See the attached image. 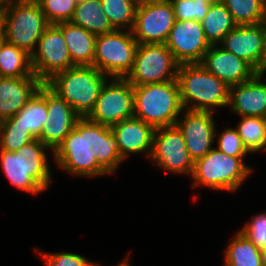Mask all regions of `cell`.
Returning <instances> with one entry per match:
<instances>
[{
	"label": "cell",
	"mask_w": 266,
	"mask_h": 266,
	"mask_svg": "<svg viewBox=\"0 0 266 266\" xmlns=\"http://www.w3.org/2000/svg\"><path fill=\"white\" fill-rule=\"evenodd\" d=\"M46 147L39 139H34L18 151L0 150L1 168L9 182L21 191L38 194L51 185L50 166Z\"/></svg>",
	"instance_id": "6da1fadb"
},
{
	"label": "cell",
	"mask_w": 266,
	"mask_h": 266,
	"mask_svg": "<svg viewBox=\"0 0 266 266\" xmlns=\"http://www.w3.org/2000/svg\"><path fill=\"white\" fill-rule=\"evenodd\" d=\"M176 79L186 110L215 113L216 108L229 104V87L201 63L179 65Z\"/></svg>",
	"instance_id": "7a4b0ae2"
},
{
	"label": "cell",
	"mask_w": 266,
	"mask_h": 266,
	"mask_svg": "<svg viewBox=\"0 0 266 266\" xmlns=\"http://www.w3.org/2000/svg\"><path fill=\"white\" fill-rule=\"evenodd\" d=\"M97 142V123L80 118L63 142L52 153L59 168L81 177H98L108 174L97 162L92 147Z\"/></svg>",
	"instance_id": "3957f363"
},
{
	"label": "cell",
	"mask_w": 266,
	"mask_h": 266,
	"mask_svg": "<svg viewBox=\"0 0 266 266\" xmlns=\"http://www.w3.org/2000/svg\"><path fill=\"white\" fill-rule=\"evenodd\" d=\"M108 79L110 78L94 66L78 65L54 74L45 84L81 118H86Z\"/></svg>",
	"instance_id": "277c9868"
},
{
	"label": "cell",
	"mask_w": 266,
	"mask_h": 266,
	"mask_svg": "<svg viewBox=\"0 0 266 266\" xmlns=\"http://www.w3.org/2000/svg\"><path fill=\"white\" fill-rule=\"evenodd\" d=\"M134 117L154 129L174 126L184 108L177 80L133 86Z\"/></svg>",
	"instance_id": "5b68a950"
},
{
	"label": "cell",
	"mask_w": 266,
	"mask_h": 266,
	"mask_svg": "<svg viewBox=\"0 0 266 266\" xmlns=\"http://www.w3.org/2000/svg\"><path fill=\"white\" fill-rule=\"evenodd\" d=\"M245 157H232L213 147L203 158L194 162L192 187L236 192L251 174Z\"/></svg>",
	"instance_id": "8992f818"
},
{
	"label": "cell",
	"mask_w": 266,
	"mask_h": 266,
	"mask_svg": "<svg viewBox=\"0 0 266 266\" xmlns=\"http://www.w3.org/2000/svg\"><path fill=\"white\" fill-rule=\"evenodd\" d=\"M49 25L35 0H14L4 9V40L30 55Z\"/></svg>",
	"instance_id": "52a82bcc"
},
{
	"label": "cell",
	"mask_w": 266,
	"mask_h": 266,
	"mask_svg": "<svg viewBox=\"0 0 266 266\" xmlns=\"http://www.w3.org/2000/svg\"><path fill=\"white\" fill-rule=\"evenodd\" d=\"M137 46L131 31L98 35L93 66L109 78H126L132 70Z\"/></svg>",
	"instance_id": "ba28073f"
},
{
	"label": "cell",
	"mask_w": 266,
	"mask_h": 266,
	"mask_svg": "<svg viewBox=\"0 0 266 266\" xmlns=\"http://www.w3.org/2000/svg\"><path fill=\"white\" fill-rule=\"evenodd\" d=\"M178 67L166 44H138L132 70L126 79L133 86L177 80Z\"/></svg>",
	"instance_id": "9c48e42d"
},
{
	"label": "cell",
	"mask_w": 266,
	"mask_h": 266,
	"mask_svg": "<svg viewBox=\"0 0 266 266\" xmlns=\"http://www.w3.org/2000/svg\"><path fill=\"white\" fill-rule=\"evenodd\" d=\"M174 22L170 0H140L131 32L138 44H165Z\"/></svg>",
	"instance_id": "30bf717a"
},
{
	"label": "cell",
	"mask_w": 266,
	"mask_h": 266,
	"mask_svg": "<svg viewBox=\"0 0 266 266\" xmlns=\"http://www.w3.org/2000/svg\"><path fill=\"white\" fill-rule=\"evenodd\" d=\"M110 79L105 82L93 110L86 117L108 127L134 117L133 85L126 78Z\"/></svg>",
	"instance_id": "8fae6325"
},
{
	"label": "cell",
	"mask_w": 266,
	"mask_h": 266,
	"mask_svg": "<svg viewBox=\"0 0 266 266\" xmlns=\"http://www.w3.org/2000/svg\"><path fill=\"white\" fill-rule=\"evenodd\" d=\"M33 73L45 83L54 74L75 66L65 43L62 30L56 24H50L38 40L31 54Z\"/></svg>",
	"instance_id": "7c38bea8"
},
{
	"label": "cell",
	"mask_w": 266,
	"mask_h": 266,
	"mask_svg": "<svg viewBox=\"0 0 266 266\" xmlns=\"http://www.w3.org/2000/svg\"><path fill=\"white\" fill-rule=\"evenodd\" d=\"M151 161L162 170L192 175L194 161L190 158L184 137L174 126L157 128L153 134Z\"/></svg>",
	"instance_id": "4fadbf2b"
},
{
	"label": "cell",
	"mask_w": 266,
	"mask_h": 266,
	"mask_svg": "<svg viewBox=\"0 0 266 266\" xmlns=\"http://www.w3.org/2000/svg\"><path fill=\"white\" fill-rule=\"evenodd\" d=\"M165 44L179 65L201 63L211 46L197 20H175Z\"/></svg>",
	"instance_id": "5bb4252c"
},
{
	"label": "cell",
	"mask_w": 266,
	"mask_h": 266,
	"mask_svg": "<svg viewBox=\"0 0 266 266\" xmlns=\"http://www.w3.org/2000/svg\"><path fill=\"white\" fill-rule=\"evenodd\" d=\"M176 126L182 132L190 158L195 162L203 158L213 147L217 126L212 112L183 110ZM217 135V136H216Z\"/></svg>",
	"instance_id": "9a60e30c"
},
{
	"label": "cell",
	"mask_w": 266,
	"mask_h": 266,
	"mask_svg": "<svg viewBox=\"0 0 266 266\" xmlns=\"http://www.w3.org/2000/svg\"><path fill=\"white\" fill-rule=\"evenodd\" d=\"M220 44L224 50L248 62L258 73H266V50L258 24L237 25Z\"/></svg>",
	"instance_id": "2e32d148"
},
{
	"label": "cell",
	"mask_w": 266,
	"mask_h": 266,
	"mask_svg": "<svg viewBox=\"0 0 266 266\" xmlns=\"http://www.w3.org/2000/svg\"><path fill=\"white\" fill-rule=\"evenodd\" d=\"M47 119L39 139L53 153L81 118L72 107L46 85Z\"/></svg>",
	"instance_id": "e0dca14e"
},
{
	"label": "cell",
	"mask_w": 266,
	"mask_h": 266,
	"mask_svg": "<svg viewBox=\"0 0 266 266\" xmlns=\"http://www.w3.org/2000/svg\"><path fill=\"white\" fill-rule=\"evenodd\" d=\"M201 65L228 87L253 79L258 72L246 61L218 45H211Z\"/></svg>",
	"instance_id": "ac0fdd59"
},
{
	"label": "cell",
	"mask_w": 266,
	"mask_h": 266,
	"mask_svg": "<svg viewBox=\"0 0 266 266\" xmlns=\"http://www.w3.org/2000/svg\"><path fill=\"white\" fill-rule=\"evenodd\" d=\"M265 73H258L253 79L229 87L231 112L244 116L266 118V79Z\"/></svg>",
	"instance_id": "d6986e66"
},
{
	"label": "cell",
	"mask_w": 266,
	"mask_h": 266,
	"mask_svg": "<svg viewBox=\"0 0 266 266\" xmlns=\"http://www.w3.org/2000/svg\"><path fill=\"white\" fill-rule=\"evenodd\" d=\"M116 137L123 161L130 154L145 153L150 158L155 129L136 117L123 120L110 127Z\"/></svg>",
	"instance_id": "ffe728a7"
},
{
	"label": "cell",
	"mask_w": 266,
	"mask_h": 266,
	"mask_svg": "<svg viewBox=\"0 0 266 266\" xmlns=\"http://www.w3.org/2000/svg\"><path fill=\"white\" fill-rule=\"evenodd\" d=\"M42 84L35 74L28 77L0 76V119L16 115Z\"/></svg>",
	"instance_id": "44dd1931"
},
{
	"label": "cell",
	"mask_w": 266,
	"mask_h": 266,
	"mask_svg": "<svg viewBox=\"0 0 266 266\" xmlns=\"http://www.w3.org/2000/svg\"><path fill=\"white\" fill-rule=\"evenodd\" d=\"M56 25L62 30L72 63L75 66H93L96 35L70 21Z\"/></svg>",
	"instance_id": "7402d4cb"
},
{
	"label": "cell",
	"mask_w": 266,
	"mask_h": 266,
	"mask_svg": "<svg viewBox=\"0 0 266 266\" xmlns=\"http://www.w3.org/2000/svg\"><path fill=\"white\" fill-rule=\"evenodd\" d=\"M46 84L43 83L16 115L8 119L15 125H20L38 138L47 119Z\"/></svg>",
	"instance_id": "603a6c76"
},
{
	"label": "cell",
	"mask_w": 266,
	"mask_h": 266,
	"mask_svg": "<svg viewBox=\"0 0 266 266\" xmlns=\"http://www.w3.org/2000/svg\"><path fill=\"white\" fill-rule=\"evenodd\" d=\"M70 22L96 36L115 30L109 19L104 15L100 0H84L78 2Z\"/></svg>",
	"instance_id": "cb8c5ba5"
},
{
	"label": "cell",
	"mask_w": 266,
	"mask_h": 266,
	"mask_svg": "<svg viewBox=\"0 0 266 266\" xmlns=\"http://www.w3.org/2000/svg\"><path fill=\"white\" fill-rule=\"evenodd\" d=\"M96 153L98 164L109 174H114L124 161L111 128L97 123V142L91 148Z\"/></svg>",
	"instance_id": "d4e9b609"
},
{
	"label": "cell",
	"mask_w": 266,
	"mask_h": 266,
	"mask_svg": "<svg viewBox=\"0 0 266 266\" xmlns=\"http://www.w3.org/2000/svg\"><path fill=\"white\" fill-rule=\"evenodd\" d=\"M201 25L210 45H219L223 37L237 26L223 3L210 5Z\"/></svg>",
	"instance_id": "484cf974"
},
{
	"label": "cell",
	"mask_w": 266,
	"mask_h": 266,
	"mask_svg": "<svg viewBox=\"0 0 266 266\" xmlns=\"http://www.w3.org/2000/svg\"><path fill=\"white\" fill-rule=\"evenodd\" d=\"M33 74L31 55L4 41L0 47V76L28 77Z\"/></svg>",
	"instance_id": "4316f807"
},
{
	"label": "cell",
	"mask_w": 266,
	"mask_h": 266,
	"mask_svg": "<svg viewBox=\"0 0 266 266\" xmlns=\"http://www.w3.org/2000/svg\"><path fill=\"white\" fill-rule=\"evenodd\" d=\"M224 257L227 266H263L260 249L240 231L229 242Z\"/></svg>",
	"instance_id": "83f0119b"
},
{
	"label": "cell",
	"mask_w": 266,
	"mask_h": 266,
	"mask_svg": "<svg viewBox=\"0 0 266 266\" xmlns=\"http://www.w3.org/2000/svg\"><path fill=\"white\" fill-rule=\"evenodd\" d=\"M235 128L249 153L266 150V118L244 116Z\"/></svg>",
	"instance_id": "f1b7e54d"
},
{
	"label": "cell",
	"mask_w": 266,
	"mask_h": 266,
	"mask_svg": "<svg viewBox=\"0 0 266 266\" xmlns=\"http://www.w3.org/2000/svg\"><path fill=\"white\" fill-rule=\"evenodd\" d=\"M104 15L115 30L131 31L140 0H100Z\"/></svg>",
	"instance_id": "f546056e"
},
{
	"label": "cell",
	"mask_w": 266,
	"mask_h": 266,
	"mask_svg": "<svg viewBox=\"0 0 266 266\" xmlns=\"http://www.w3.org/2000/svg\"><path fill=\"white\" fill-rule=\"evenodd\" d=\"M237 25H256L266 7V0H224Z\"/></svg>",
	"instance_id": "4dcf8cb0"
},
{
	"label": "cell",
	"mask_w": 266,
	"mask_h": 266,
	"mask_svg": "<svg viewBox=\"0 0 266 266\" xmlns=\"http://www.w3.org/2000/svg\"><path fill=\"white\" fill-rule=\"evenodd\" d=\"M36 139L28 129L13 124L8 118L0 126V150L18 151L22 146Z\"/></svg>",
	"instance_id": "1f68e13d"
},
{
	"label": "cell",
	"mask_w": 266,
	"mask_h": 266,
	"mask_svg": "<svg viewBox=\"0 0 266 266\" xmlns=\"http://www.w3.org/2000/svg\"><path fill=\"white\" fill-rule=\"evenodd\" d=\"M49 24L71 20L76 8V0H35Z\"/></svg>",
	"instance_id": "d6a6232c"
},
{
	"label": "cell",
	"mask_w": 266,
	"mask_h": 266,
	"mask_svg": "<svg viewBox=\"0 0 266 266\" xmlns=\"http://www.w3.org/2000/svg\"><path fill=\"white\" fill-rule=\"evenodd\" d=\"M175 20H197L201 22L209 11L210 4L204 0H170Z\"/></svg>",
	"instance_id": "836d02e7"
},
{
	"label": "cell",
	"mask_w": 266,
	"mask_h": 266,
	"mask_svg": "<svg viewBox=\"0 0 266 266\" xmlns=\"http://www.w3.org/2000/svg\"><path fill=\"white\" fill-rule=\"evenodd\" d=\"M217 149L232 157H245L249 152L244 147L236 128H226L218 137Z\"/></svg>",
	"instance_id": "e575fe53"
},
{
	"label": "cell",
	"mask_w": 266,
	"mask_h": 266,
	"mask_svg": "<svg viewBox=\"0 0 266 266\" xmlns=\"http://www.w3.org/2000/svg\"><path fill=\"white\" fill-rule=\"evenodd\" d=\"M254 246L262 249L266 246V212L252 216L251 220L239 230Z\"/></svg>",
	"instance_id": "d590c367"
},
{
	"label": "cell",
	"mask_w": 266,
	"mask_h": 266,
	"mask_svg": "<svg viewBox=\"0 0 266 266\" xmlns=\"http://www.w3.org/2000/svg\"><path fill=\"white\" fill-rule=\"evenodd\" d=\"M35 250L43 258L46 266H91L93 263V261L76 253H42L38 248Z\"/></svg>",
	"instance_id": "8d00e7d4"
},
{
	"label": "cell",
	"mask_w": 266,
	"mask_h": 266,
	"mask_svg": "<svg viewBox=\"0 0 266 266\" xmlns=\"http://www.w3.org/2000/svg\"><path fill=\"white\" fill-rule=\"evenodd\" d=\"M259 27L262 30V34H263V42H264V47L266 50V7L263 11V15L258 23Z\"/></svg>",
	"instance_id": "74e56055"
},
{
	"label": "cell",
	"mask_w": 266,
	"mask_h": 266,
	"mask_svg": "<svg viewBox=\"0 0 266 266\" xmlns=\"http://www.w3.org/2000/svg\"><path fill=\"white\" fill-rule=\"evenodd\" d=\"M0 39H4V9L0 8Z\"/></svg>",
	"instance_id": "f35d334b"
},
{
	"label": "cell",
	"mask_w": 266,
	"mask_h": 266,
	"mask_svg": "<svg viewBox=\"0 0 266 266\" xmlns=\"http://www.w3.org/2000/svg\"><path fill=\"white\" fill-rule=\"evenodd\" d=\"M129 259H130L129 256L128 257L126 256L125 259H123V261H121L119 264H117L115 266H129L130 265L129 264V262H130ZM100 265L101 264L100 263L98 264V262H96V263L93 262L91 266H100Z\"/></svg>",
	"instance_id": "ab89813d"
},
{
	"label": "cell",
	"mask_w": 266,
	"mask_h": 266,
	"mask_svg": "<svg viewBox=\"0 0 266 266\" xmlns=\"http://www.w3.org/2000/svg\"><path fill=\"white\" fill-rule=\"evenodd\" d=\"M14 0H0V8L5 9L9 4H11Z\"/></svg>",
	"instance_id": "60d3db41"
},
{
	"label": "cell",
	"mask_w": 266,
	"mask_h": 266,
	"mask_svg": "<svg viewBox=\"0 0 266 266\" xmlns=\"http://www.w3.org/2000/svg\"><path fill=\"white\" fill-rule=\"evenodd\" d=\"M261 251V257H262V264L263 266H266V246L260 249Z\"/></svg>",
	"instance_id": "b9f144b4"
},
{
	"label": "cell",
	"mask_w": 266,
	"mask_h": 266,
	"mask_svg": "<svg viewBox=\"0 0 266 266\" xmlns=\"http://www.w3.org/2000/svg\"><path fill=\"white\" fill-rule=\"evenodd\" d=\"M210 5L223 3L224 0H204Z\"/></svg>",
	"instance_id": "7bdbcfd3"
},
{
	"label": "cell",
	"mask_w": 266,
	"mask_h": 266,
	"mask_svg": "<svg viewBox=\"0 0 266 266\" xmlns=\"http://www.w3.org/2000/svg\"><path fill=\"white\" fill-rule=\"evenodd\" d=\"M4 41H5L4 39H0V47H1V44H2Z\"/></svg>",
	"instance_id": "ee69618b"
}]
</instances>
